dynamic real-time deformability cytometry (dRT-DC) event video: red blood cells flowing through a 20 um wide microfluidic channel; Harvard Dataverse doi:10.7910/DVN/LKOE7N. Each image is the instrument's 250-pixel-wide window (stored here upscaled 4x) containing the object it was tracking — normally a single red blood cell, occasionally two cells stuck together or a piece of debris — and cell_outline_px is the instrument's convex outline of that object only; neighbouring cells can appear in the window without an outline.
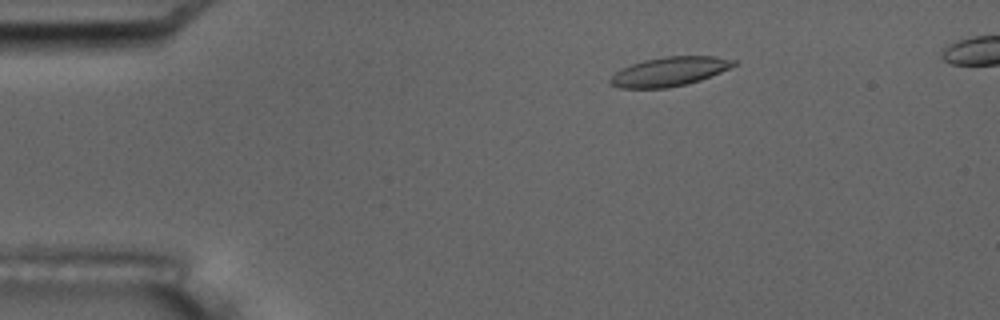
{"species": "common noctule bat (a hibernating species)", "species_latin": "Nyctalus noctula", "temperature_condition": "room temperature", "stored_images_in_passage": 3, "camera_frame_rate_fps": 3000, "um_per_image_px": 0.085, "animal": {"sex": "male", "body_mass_g": 17.5, "forearm_length_mm": 52.3}, "frame": {"image": 1, "passage_image": 1, "time_ms": 0.0, "image_size_px": [1000, 320], "cell_outline_px": [[736, 64], [720, 72], [700, 80], [688, 84], [668, 88], [620, 88], [608, 84], [608, 80], [620, 68], [644, 60], [664, 56], [716, 56], [736, 60]], "centroid_in_image_um": [56.86, 6.08], "position_along_channel_um": 28.1, "area_um2": 21.04}}